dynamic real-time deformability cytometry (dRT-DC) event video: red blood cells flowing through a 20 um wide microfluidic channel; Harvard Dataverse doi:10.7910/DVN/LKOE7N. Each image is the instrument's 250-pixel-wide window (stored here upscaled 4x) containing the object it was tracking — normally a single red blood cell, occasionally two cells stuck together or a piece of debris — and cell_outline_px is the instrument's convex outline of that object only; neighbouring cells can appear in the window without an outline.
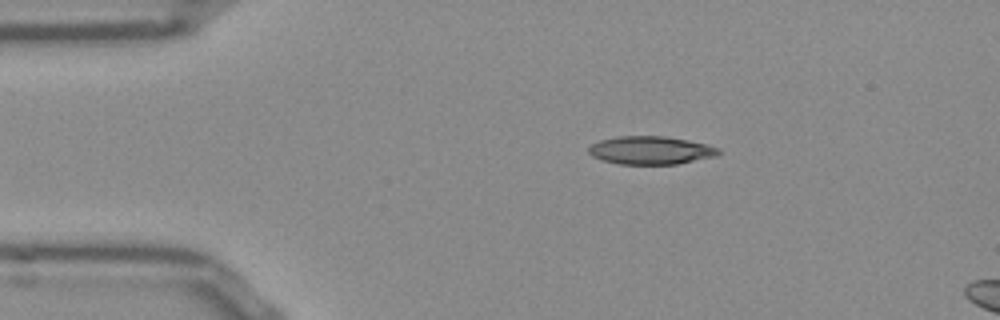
{"species": "Egyptian fruit bat (a non-hibernating species)", "species_latin": "Rousettus aegyptiacus", "temperature_condition": "room temperature", "stored_images_in_passage": 6, "camera_frame_rate_fps": 3000, "um_per_image_px": 0.085, "frame": {"image": 1, "passage_image": 1, "time_ms": 0.0, "image_size_px": [1000, 320], "cell_outline_px": [[720, 152], [716, 156], [676, 164], [620, 164], [604, 160], [592, 156], [588, 152], [588, 148], [592, 144], [600, 140], [616, 136], [664, 136], [688, 140], [720, 148]], "centroid_in_image_um": [55.3, 12.77], "position_along_channel_um": 29.7, "area_um2": 21.15}}